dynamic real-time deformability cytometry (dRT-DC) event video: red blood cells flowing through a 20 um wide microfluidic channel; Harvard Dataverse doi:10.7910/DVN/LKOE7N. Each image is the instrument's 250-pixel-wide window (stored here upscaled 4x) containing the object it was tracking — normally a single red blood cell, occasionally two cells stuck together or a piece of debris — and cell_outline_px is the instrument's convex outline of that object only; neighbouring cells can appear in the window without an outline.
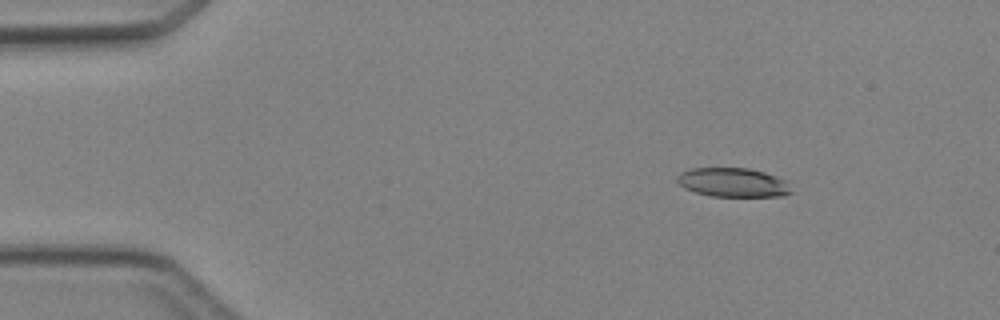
{"species": "Egyptian fruit bat (a non-hibernating species)", "species_latin": "Rousettus aegyptiacus", "temperature_condition": "cold", "stored_images_in_passage": 5, "camera_frame_rate_fps": 3000, "um_per_image_px": 0.085, "animal": {"sex": "female"}, "frame": {"image": 1, "passage_image": 2, "time_ms": 1.333, "image_size_px": [1000, 320], "cell_outline_px": [[792, 192], [784, 196], [712, 196], [696, 192], [684, 188], [676, 180], [676, 176], [680, 172], [688, 168], [748, 168], [764, 172], [788, 180]], "centroid_in_image_um": [62.31, 15.5], "position_along_channel_um": 22.7, "area_um2": 19.48}}